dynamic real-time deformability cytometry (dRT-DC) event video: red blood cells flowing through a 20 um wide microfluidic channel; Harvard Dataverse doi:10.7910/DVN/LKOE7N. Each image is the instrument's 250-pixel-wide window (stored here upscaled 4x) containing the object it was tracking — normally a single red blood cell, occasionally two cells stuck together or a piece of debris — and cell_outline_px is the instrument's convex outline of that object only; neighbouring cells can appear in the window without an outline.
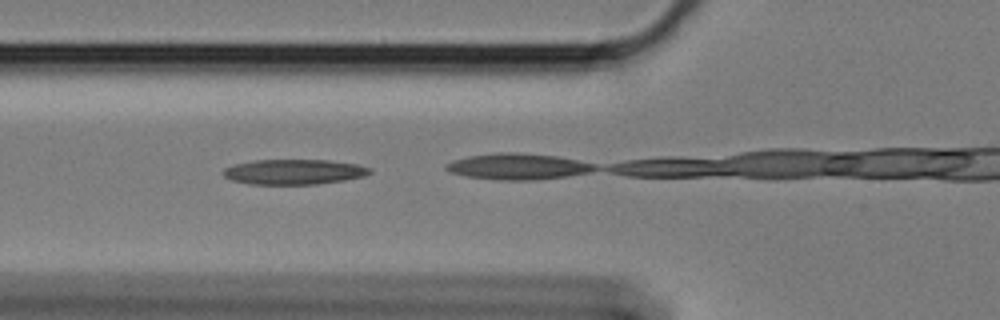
{"species": "Egyptian fruit bat (a non-hibernating species)", "species_latin": "Rousettus aegyptiacus", "temperature_condition": "cold", "stored_images_in_passage": 17, "camera_frame_rate_fps": 3000, "um_per_image_px": 0.085, "animal": {"sex": "female"}, "frame": {"image": 1, "passage_image": 3, "time_ms": 0.667, "image_size_px": [1000, 320], "cell_outline_px": [[372, 172], [364, 176], [344, 180], [316, 184], [248, 184], [232, 180], [224, 176], [220, 172], [224, 168], [236, 164], [252, 160], [328, 160], [356, 164], [372, 168]], "centroid_in_image_um": [24.96, 14.6], "position_along_channel_um": 100.8, "area_um2": 21.5}}